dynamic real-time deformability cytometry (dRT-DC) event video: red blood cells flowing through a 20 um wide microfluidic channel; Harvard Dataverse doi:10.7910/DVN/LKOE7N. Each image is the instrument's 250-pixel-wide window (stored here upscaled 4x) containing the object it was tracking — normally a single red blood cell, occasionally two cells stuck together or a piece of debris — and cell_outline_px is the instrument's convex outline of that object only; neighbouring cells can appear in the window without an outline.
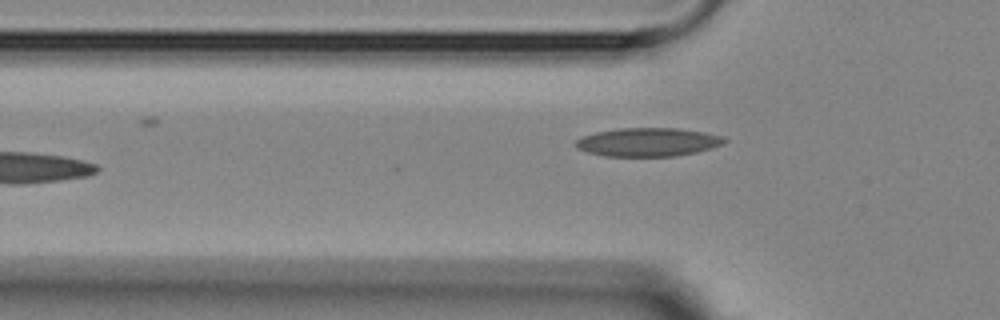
{"species": "Egyptian fruit bat (a non-hibernating species)", "species_latin": "Rousettus aegyptiacus", "temperature_condition": "room temperature", "stored_images_in_passage": 7, "camera_frame_rate_fps": 3000, "um_per_image_px": 0.085, "animal": {"sex": "female"}, "frame": {"image": 1, "passage_image": 7, "time_ms": 7.0, "image_size_px": [1000, 320], "cell_outline_px": [[728, 140], [724, 144], [712, 148], [696, 152], [676, 156], [604, 156], [588, 152], [576, 148], [572, 144], [580, 136], [596, 132], [616, 128], [676, 128], [704, 132], [724, 136]], "centroid_in_image_um": [55.06, 12.07], "position_along_channel_um": 70.7, "area_um2": 25.03}}